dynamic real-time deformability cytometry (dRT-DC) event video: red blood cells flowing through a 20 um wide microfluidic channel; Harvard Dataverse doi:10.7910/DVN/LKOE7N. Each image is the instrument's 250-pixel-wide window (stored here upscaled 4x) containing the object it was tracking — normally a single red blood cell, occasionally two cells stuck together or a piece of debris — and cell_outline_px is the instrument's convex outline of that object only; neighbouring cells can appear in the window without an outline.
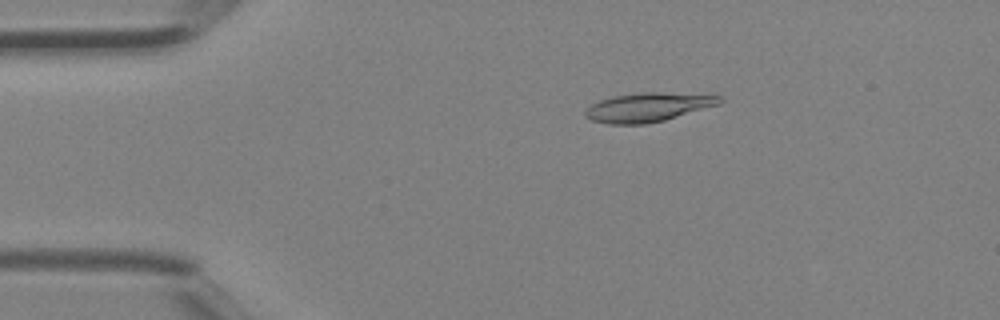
{"species": "Egyptian fruit bat (a non-hibernating species)", "species_latin": "Rousettus aegyptiacus", "temperature_condition": "room temperature", "stored_images_in_passage": 42, "camera_frame_rate_fps": 3000, "um_per_image_px": 0.085, "animal": {"sex": "female"}, "frame": {"image": 1, "passage_image": 8, "time_ms": 2.333, "image_size_px": [1000, 320], "cell_outline_px": [[724, 100], [720, 104], [664, 120], [644, 124], [608, 124], [592, 120], [584, 116], [584, 112], [592, 104], [600, 100], [612, 96], [644, 92], [660, 92], [720, 96]], "centroid_in_image_um": [55.06, 9.11], "position_along_channel_um": 29.9, "area_um2": 22.48}}
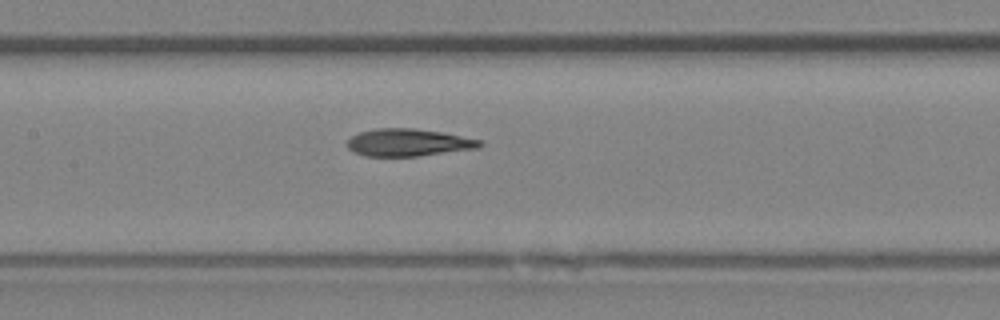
{"frame": {"image": 2, "passage_image": 20, "time_ms": 6.333, "image_size_px": [1000, 320], "cell_outline_px": [[484, 144], [480, 148], [420, 156], [364, 156], [348, 148], [348, 140], [352, 136], [360, 132], [376, 128], [412, 128], [444, 132], [484, 140]], "centroid_in_image_um": [34.8, 12.11], "position_along_channel_um": 172.6, "area_um2": 21.39}}
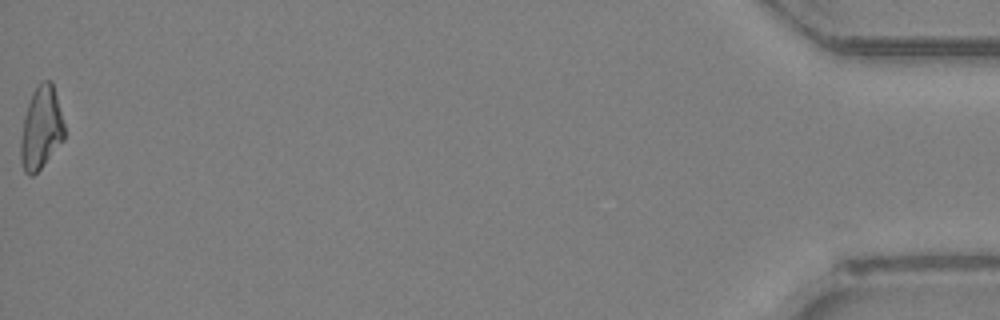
{"frame": {"image": 3, "passage_image": 42, "time_ms": 13.667, "image_size_px": [1000, 320], "cell_outline_px": [[64, 140], [40, 168], [32, 176], [28, 176], [24, 172], [20, 160], [20, 140], [24, 116], [32, 92], [44, 80], [52, 80], [64, 124]], "centroid_in_image_um": [3.48, 10.91], "position_along_channel_um": 431.7, "area_um2": 20.92}}